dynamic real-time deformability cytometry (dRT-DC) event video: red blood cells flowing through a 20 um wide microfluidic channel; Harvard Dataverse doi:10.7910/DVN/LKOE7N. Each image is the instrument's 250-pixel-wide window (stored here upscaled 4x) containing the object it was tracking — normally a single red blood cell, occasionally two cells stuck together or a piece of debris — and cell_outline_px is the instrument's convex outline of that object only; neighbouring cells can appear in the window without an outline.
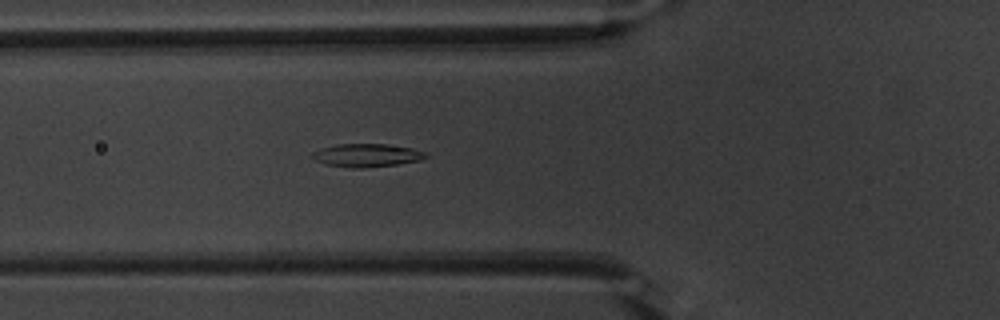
{"species": "common noctule bat (a hibernating species)", "species_latin": "Nyctalus noctula", "temperature_condition": "warm", "stored_images_in_passage": 38, "segment_of_instrument_passage": [1, 2], "camera_frame_rate_fps": 3000, "um_per_image_px": 0.085, "animal": {"sex": "male", "body_mass_g": 20.1, "forearm_length_mm": 53.5}, "frame": {"image": 1, "passage_image": 4, "time_ms": 1.0, "image_size_px": [1000, 320], "cell_outline_px": [[428, 156], [420, 160], [396, 164], [364, 168], [352, 168], [324, 164], [308, 156], [312, 152], [336, 144], [388, 144], [412, 148], [424, 152]], "centroid_in_image_um": [31.14, 13.2], "position_along_channel_um": 94.7, "area_um2": 15.26}}
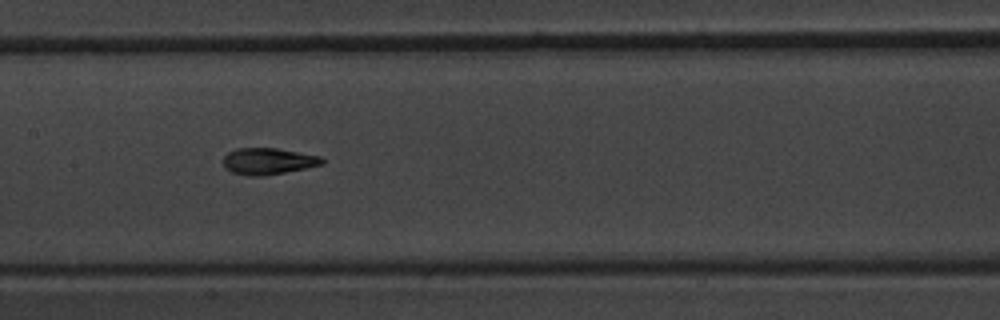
{"frame": {"image": 2, "passage_image": 11, "time_ms": 3.333, "image_size_px": [1000, 320], "cell_outline_px": [[324, 164], [308, 168], [260, 176], [248, 176], [232, 172], [224, 168], [224, 156], [228, 152], [236, 148], [276, 148], [320, 156], [324, 160]], "centroid_in_image_um": [22.79, 13.7], "position_along_channel_um": 184.6, "area_um2": 15.26}}
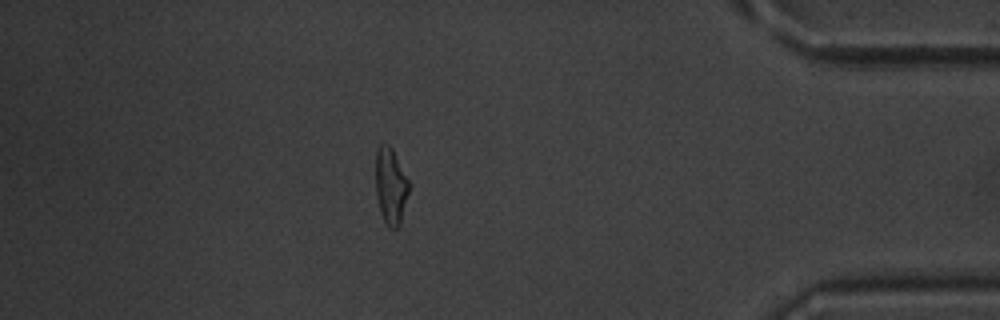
{"frame": {"image": 3, "passage_image": 31, "time_ms": 10.0, "image_size_px": [1000, 320], "cell_outline_px": [[412, 184], [400, 224], [396, 228], [388, 228], [380, 212], [376, 196], [376, 152], [380, 144], [388, 144], [392, 148]], "centroid_in_image_um": [33.24, 15.82], "position_along_channel_um": 402.0, "area_um2": 15.2}}